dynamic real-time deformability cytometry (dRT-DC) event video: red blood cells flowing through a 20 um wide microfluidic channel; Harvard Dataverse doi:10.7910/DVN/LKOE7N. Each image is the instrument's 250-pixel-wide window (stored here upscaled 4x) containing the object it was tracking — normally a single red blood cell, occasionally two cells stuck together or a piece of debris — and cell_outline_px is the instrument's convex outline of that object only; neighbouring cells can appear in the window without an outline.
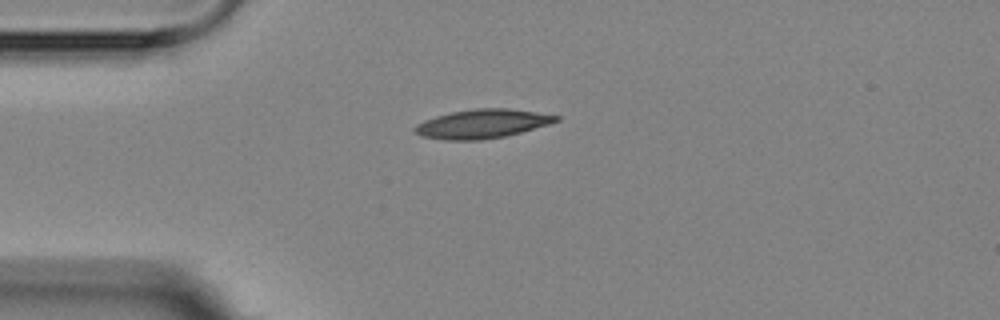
{"species": "Egyptian fruit bat (a non-hibernating species)", "species_latin": "Rousettus aegyptiacus", "temperature_condition": "room temperature", "stored_images_in_passage": 13, "camera_frame_rate_fps": 3000, "um_per_image_px": 0.085, "animal": {"sex": "female"}, "frame": {"image": 1, "passage_image": 1, "time_ms": 0.0, "image_size_px": [1000, 320], "cell_outline_px": [[560, 120], [552, 124], [504, 136], [480, 140], [444, 140], [420, 136], [412, 128], [416, 124], [424, 120], [436, 116], [452, 112], [476, 108], [508, 108], [536, 112], [560, 116]], "centroid_in_image_um": [40.99, 10.52], "position_along_channel_um": 44.0, "area_um2": 23.87}}
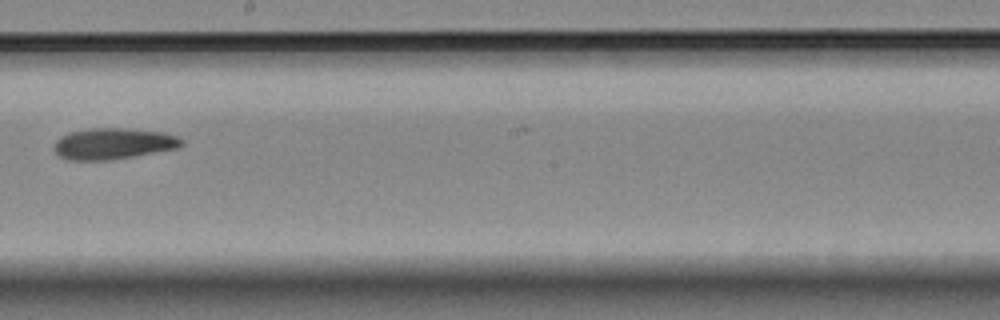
{"frame": {"image": 2, "passage_image": 6, "time_ms": 6.0, "image_size_px": [1000, 320], "cell_outline_px": [[184, 144], [180, 148], [108, 160], [68, 160], [60, 156], [52, 148], [56, 140], [60, 136], [72, 132], [88, 128], [124, 128], [164, 132], [176, 136], [184, 140]], "centroid_in_image_um": [9.64, 12.2], "position_along_channel_um": 238.6, "area_um2": 23.24}}
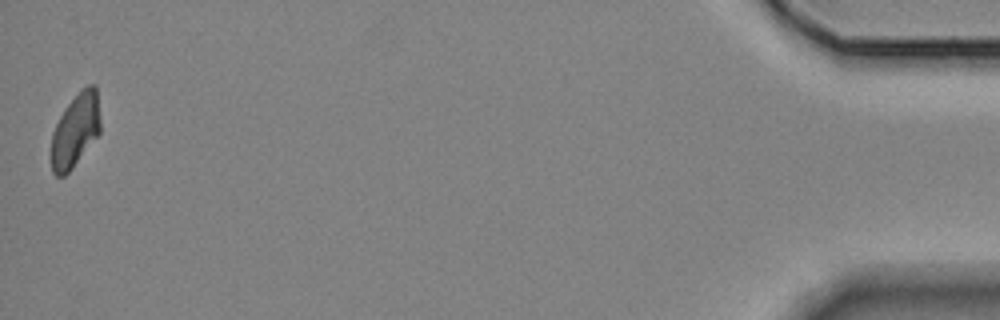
{"frame": {"image": 3, "passage_image": 13, "time_ms": 14.0, "image_size_px": [1000, 320], "cell_outline_px": [[100, 132], [72, 168], [64, 176], [56, 176], [52, 172], [52, 132], [64, 108], [88, 84], [96, 84], [100, 120]], "centroid_in_image_um": [6.41, 11.08], "position_along_channel_um": 428.8, "area_um2": 20.63}}